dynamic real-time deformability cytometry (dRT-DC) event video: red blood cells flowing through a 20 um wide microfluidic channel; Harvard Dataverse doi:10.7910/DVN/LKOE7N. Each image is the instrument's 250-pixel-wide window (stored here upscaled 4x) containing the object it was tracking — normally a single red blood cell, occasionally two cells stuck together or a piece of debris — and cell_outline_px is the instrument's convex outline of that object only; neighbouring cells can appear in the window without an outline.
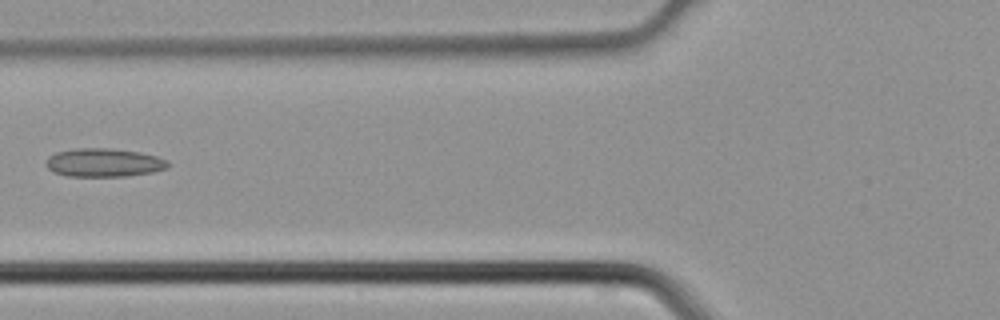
{"species": "common noctule bat (a hibernating species)", "species_latin": "Nyctalus noctula", "temperature_condition": "cold", "stored_images_in_passage": 5, "camera_frame_rate_fps": 3000, "um_per_image_px": 0.085, "animal": {"sex": "male", "body_mass_g": 21.5, "forearm_length_mm": 52.0}, "frame": {"image": 1, "passage_image": 5, "time_ms": 1.333, "image_size_px": [1000, 320], "cell_outline_px": [[168, 168], [152, 172], [124, 176], [68, 176], [52, 172], [44, 164], [48, 156], [56, 152], [72, 148], [108, 148], [140, 152], [156, 156], [168, 160]], "centroid_in_image_um": [8.78, 13.81], "position_along_channel_um": 117.0, "area_um2": 20.35}}